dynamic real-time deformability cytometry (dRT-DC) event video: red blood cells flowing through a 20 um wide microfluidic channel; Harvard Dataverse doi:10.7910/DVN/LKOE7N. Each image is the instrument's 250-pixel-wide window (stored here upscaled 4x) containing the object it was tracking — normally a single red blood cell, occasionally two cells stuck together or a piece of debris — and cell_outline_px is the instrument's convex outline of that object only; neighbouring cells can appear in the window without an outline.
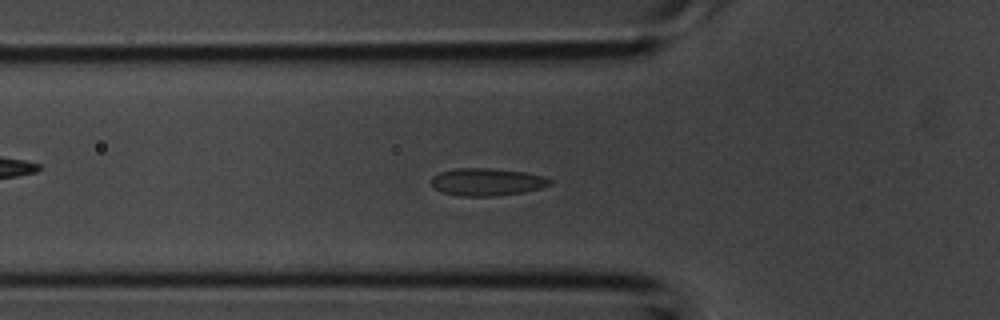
{"species": "common noctule bat (a hibernating species)", "species_latin": "Nyctalus noctula", "temperature_condition": "room temperature", "stored_images_in_passage": 30, "camera_frame_rate_fps": 3000, "um_per_image_px": 0.085, "animal": {"sex": "male", "body_mass_g": 20.1, "forearm_length_mm": 53.5}, "frame": {"image": 1, "passage_image": 2, "time_ms": 0.333, "image_size_px": [1000, 320], "cell_outline_px": [[552, 184], [540, 188], [524, 192], [496, 196], [460, 196], [440, 192], [432, 184], [432, 176], [440, 172], [456, 168], [488, 168], [524, 172], [544, 176], [552, 180]], "centroid_in_image_um": [41.39, 15.47], "position_along_channel_um": 84.4, "area_um2": 19.02}}
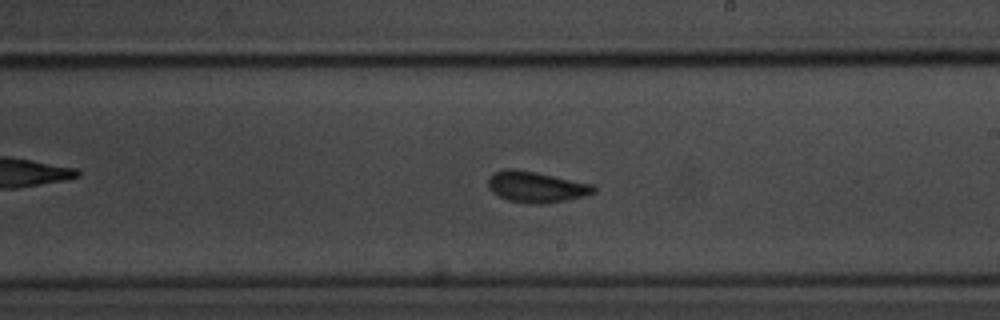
{"frame": {"image": 2, "passage_image": 12, "time_ms": 3.667, "image_size_px": [1000, 320], "cell_outline_px": [[596, 192], [584, 196], [568, 200], [544, 204], [532, 204], [508, 200], [492, 192], [488, 188], [488, 180], [496, 172], [508, 168], [512, 168], [536, 172], [592, 184], [596, 188]], "centroid_in_image_um": [45.6, 15.9], "position_along_channel_um": 243.4, "area_um2": 18.96}}
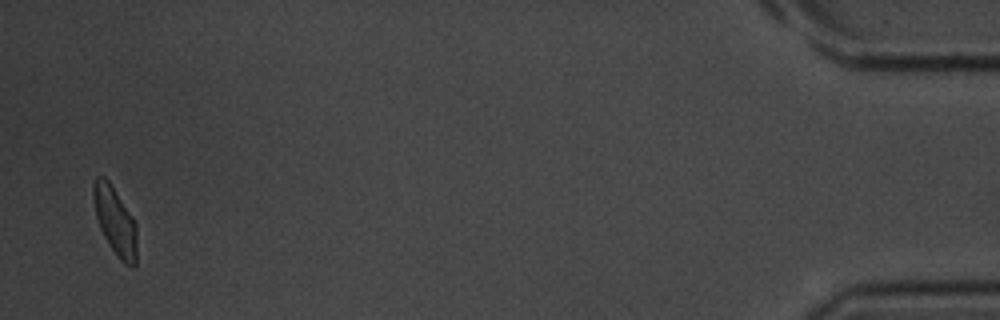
{"frame": {"image": 3, "passage_image": 29, "time_ms": 9.333, "image_size_px": [1000, 320], "cell_outline_px": [[136, 264], [132, 268], [124, 264], [120, 260], [104, 236], [100, 228], [96, 216], [92, 196], [92, 184], [96, 176], [104, 176], [108, 180], [132, 216], [136, 224]], "centroid_in_image_um": [9.77, 18.77], "position_along_channel_um": 425.4, "area_um2": 17.17}}